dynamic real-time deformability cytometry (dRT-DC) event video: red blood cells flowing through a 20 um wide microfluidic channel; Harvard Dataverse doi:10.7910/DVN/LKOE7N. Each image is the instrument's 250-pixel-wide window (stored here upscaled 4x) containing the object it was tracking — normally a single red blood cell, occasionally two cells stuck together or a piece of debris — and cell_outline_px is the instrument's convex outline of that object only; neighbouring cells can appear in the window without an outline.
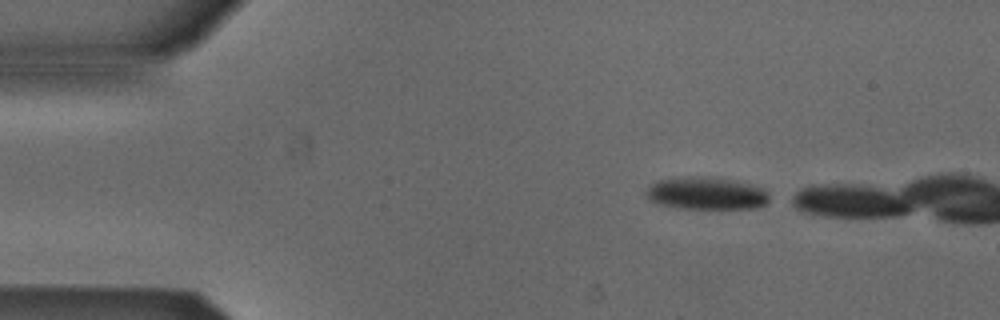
{"species": "Egyptian fruit bat (a non-hibernating species)", "species_latin": "Rousettus aegyptiacus", "temperature_condition": "cold", "stored_images_in_passage": 5, "camera_frame_rate_fps": 3000, "um_per_image_px": 0.085, "animal": {"sex": "male"}, "frame": {"image": 1, "passage_image": 1, "time_ms": 0.0, "image_size_px": [1000, 320], "cell_outline_px": [[768, 200], [764, 204], [756, 208], [676, 208], [656, 204], [648, 200], [644, 192], [648, 184], [656, 180], [684, 176], [712, 176], [736, 180], [764, 188], [768, 192]], "centroid_in_image_um": [59.96, 16.41], "position_along_channel_um": 25.0, "area_um2": 23.93}}